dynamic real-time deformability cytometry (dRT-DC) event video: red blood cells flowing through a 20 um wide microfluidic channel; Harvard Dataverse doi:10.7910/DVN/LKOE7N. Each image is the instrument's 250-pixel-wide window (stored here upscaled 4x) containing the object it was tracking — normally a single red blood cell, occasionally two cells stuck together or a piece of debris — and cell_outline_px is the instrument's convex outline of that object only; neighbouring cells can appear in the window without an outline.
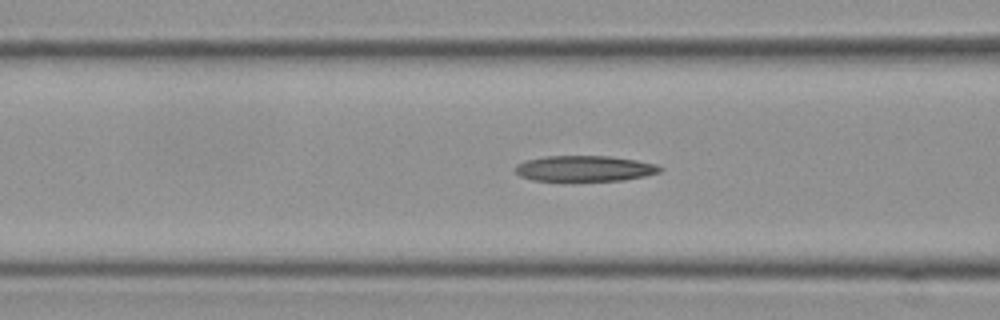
{"species": "Egyptian fruit bat (a non-hibernating species)", "species_latin": "Rousettus aegyptiacus", "temperature_condition": "cold", "stored_images_in_passage": 48, "camera_frame_rate_fps": 3000, "um_per_image_px": 0.085, "frame": {"image": 1, "passage_image": 13, "time_ms": 4.0, "image_size_px": [1000, 320], "cell_outline_px": [[664, 168], [660, 172], [644, 176], [624, 180], [532, 180], [520, 176], [516, 172], [516, 164], [528, 160], [544, 156], [608, 156], [636, 160], [656, 164]], "centroid_in_image_um": [49.71, 14.31], "position_along_channel_um": 116.9, "area_um2": 21.44}}
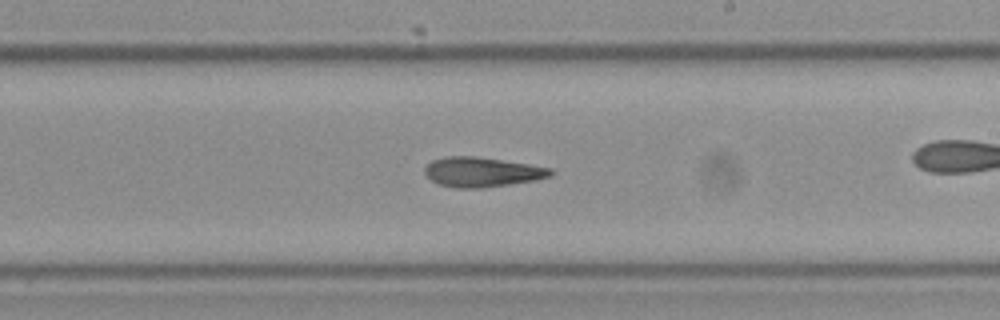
{"frame": {"image": 2, "passage_image": 24, "time_ms": 7.667, "image_size_px": [1000, 320], "cell_outline_px": [[556, 172], [552, 176], [536, 180], [480, 188], [456, 188], [440, 184], [432, 180], [424, 172], [424, 168], [432, 160], [448, 156], [476, 156], [528, 164], [552, 168]], "centroid_in_image_um": [41.01, 14.62], "position_along_channel_um": 248.0, "area_um2": 21.73}}
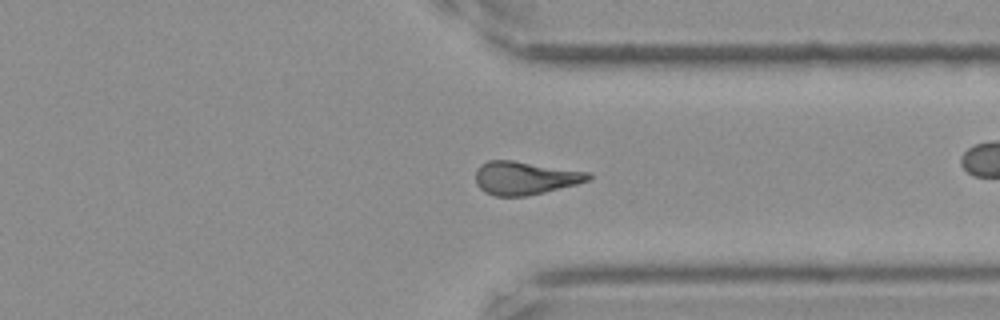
{"frame": {"image": 3, "passage_image": 34, "time_ms": 11.0, "image_size_px": [1000, 320], "cell_outline_px": [[592, 176], [588, 180], [576, 184], [528, 196], [496, 196], [484, 192], [476, 184], [476, 168], [480, 164], [488, 160], [512, 160], [588, 172]], "centroid_in_image_um": [44.57, 15.13], "position_along_channel_um": 366.8, "area_um2": 21.73}, "authors_computed_cell_mechanics": {"area_um2": 21.7328, "velocity_mm_per_s": 3.5719, "shape_relaxation_time_tau1_ms": 6.305, "shape_relaxation_time_tau2_ms": 6.0314, "deformation_change_tau1": 0.1897, "deformation_change_tau2": 0.1713}}